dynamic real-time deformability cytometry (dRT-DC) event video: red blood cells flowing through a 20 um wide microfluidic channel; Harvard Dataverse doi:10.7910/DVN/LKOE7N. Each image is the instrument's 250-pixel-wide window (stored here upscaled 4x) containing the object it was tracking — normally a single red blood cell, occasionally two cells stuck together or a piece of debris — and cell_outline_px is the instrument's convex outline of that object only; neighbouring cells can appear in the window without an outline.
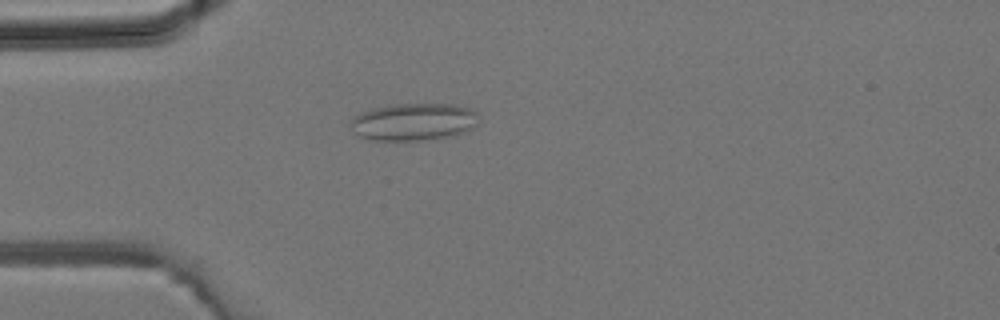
{"species": "common noctule bat (a hibernating species)", "species_latin": "Nyctalus noctula", "temperature_condition": "room temperature", "stored_images_in_passage": 1, "camera_frame_rate_fps": 3000, "um_per_image_px": 0.085, "animal": {"sex": "male", "body_mass_g": 19.2, "forearm_length_mm": 51.8}, "frame": {"image": 1, "passage_image": 1, "time_ms": 0.0, "image_size_px": [1000, 320], "cell_outline_px": [[480, 120], [468, 132], [456, 136], [420, 140], [372, 140], [360, 136], [352, 132], [352, 116], [360, 112], [376, 108], [396, 104], [456, 104], [472, 108], [476, 112]], "centroid_in_image_um": [35.22, 10.36], "position_along_channel_um": 49.8, "area_um2": 28.21}}